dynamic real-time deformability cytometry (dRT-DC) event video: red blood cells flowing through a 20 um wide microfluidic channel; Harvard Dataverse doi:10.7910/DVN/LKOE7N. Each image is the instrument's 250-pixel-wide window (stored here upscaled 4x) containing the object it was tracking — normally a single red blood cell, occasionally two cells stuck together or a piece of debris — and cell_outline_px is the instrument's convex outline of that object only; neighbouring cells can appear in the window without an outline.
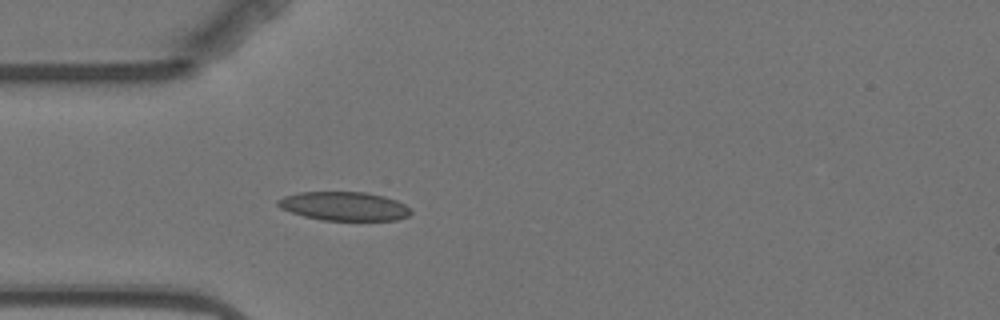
{"species": "Egyptian fruit bat (a non-hibernating species)", "species_latin": "Rousettus aegyptiacus", "temperature_condition": "warm", "stored_images_in_passage": 4, "camera_frame_rate_fps": 3000, "um_per_image_px": 0.085, "animal": {"sex": "female"}, "frame": {"image": 1, "passage_image": 4, "time_ms": 4.333, "image_size_px": [1000, 320], "cell_outline_px": [[412, 212], [408, 216], [396, 220], [320, 220], [304, 216], [280, 208], [276, 204], [276, 200], [284, 196], [300, 192], [364, 192], [384, 196], [396, 200], [404, 204]], "centroid_in_image_um": [29.23, 17.52], "position_along_channel_um": 55.8, "area_um2": 22.25}}